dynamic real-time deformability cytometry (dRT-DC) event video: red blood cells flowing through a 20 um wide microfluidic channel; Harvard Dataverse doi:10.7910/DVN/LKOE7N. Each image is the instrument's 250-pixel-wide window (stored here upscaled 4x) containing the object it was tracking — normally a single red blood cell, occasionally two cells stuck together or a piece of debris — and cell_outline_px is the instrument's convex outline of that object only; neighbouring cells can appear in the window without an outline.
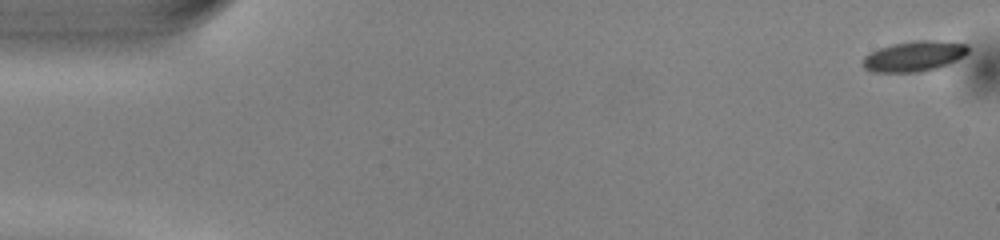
{"species": "common noctule bat (a hibernating species)", "species_latin": "Nyctalus noctula", "temperature_condition": "warm", "stored_images_in_passage": 51, "camera_frame_rate_fps": 3000, "um_per_image_px": 0.085, "animal": {"sex": "male", "body_mass_g": 13.0, "forearm_length_mm": 53.1}, "frame": {"image": 1, "passage_image": 1, "time_ms": 0.0, "image_size_px": [1000, 240], "cell_outline_px": [[968, 52], [964, 56], [948, 64], [936, 68], [920, 72], [872, 72], [864, 68], [864, 56], [880, 48], [892, 44], [916, 40], [936, 40], [968, 44]], "centroid_in_image_um": [77.72, 4.77], "position_along_channel_um": 7.3, "area_um2": 18.55}}
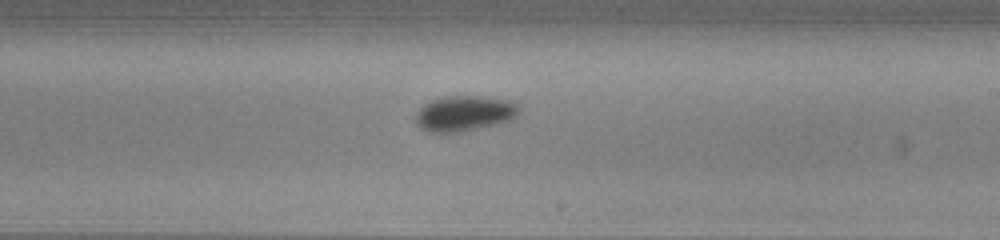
{"frame": {"image": 2, "passage_image": 30, "time_ms": 9.667, "image_size_px": [1000, 240], "cell_outline_px": [[520, 112], [512, 120], [496, 124], [460, 132], [428, 132], [420, 128], [416, 124], [416, 112], [424, 104], [432, 100], [448, 96], [480, 96], [508, 100], [516, 104], [520, 108]], "centroid_in_image_um": [39.47, 9.64], "position_along_channel_um": 249.5, "area_um2": 21.33}}
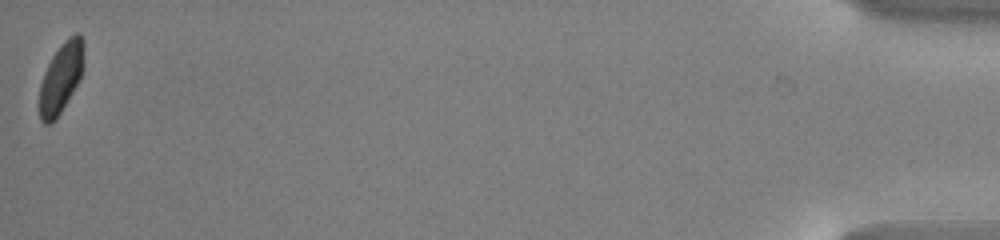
{"frame": {"image": 3, "passage_image": 51, "time_ms": 16.667, "image_size_px": [1000, 240], "cell_outline_px": [[84, 64], [80, 76], [72, 92], [56, 120], [48, 124], [44, 124], [40, 120], [40, 84], [44, 72], [52, 56], [64, 40], [68, 36], [76, 32], [80, 32], [84, 40]], "centroid_in_image_um": [5.2, 6.56], "position_along_channel_um": 430.0, "area_um2": 18.15}, "authors_computed_cell_mechanics": {"area_um2": 19.5942, "velocity_mm_per_s": 4.0337, "shape_relaxation_time_tau1_ms": 1.7319, "shape_relaxation_time_tau2_ms": null, "deformation_change_tau1": 0.0863, "deformation_change_tau2": null}}